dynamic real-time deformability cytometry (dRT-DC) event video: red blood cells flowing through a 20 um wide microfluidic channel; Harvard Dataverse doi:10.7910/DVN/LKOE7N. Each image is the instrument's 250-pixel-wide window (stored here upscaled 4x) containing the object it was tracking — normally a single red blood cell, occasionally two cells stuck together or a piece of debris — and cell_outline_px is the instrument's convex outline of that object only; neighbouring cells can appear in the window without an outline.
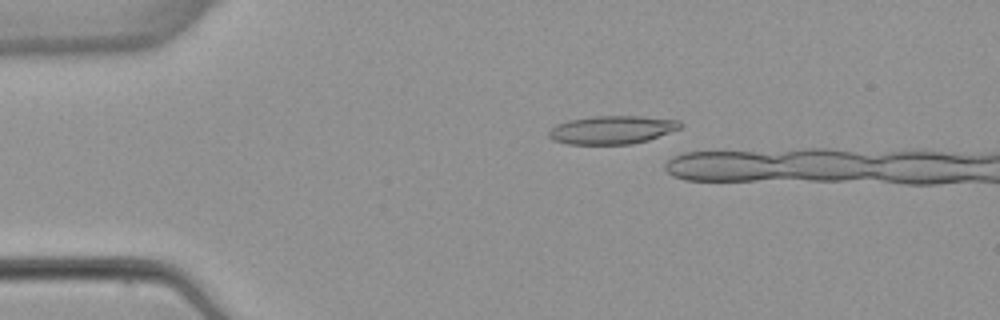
{"species": "common noctule bat (a hibernating species)", "species_latin": "Nyctalus noctula", "temperature_condition": "warm", "stored_images_in_passage": 5, "camera_frame_rate_fps": 3000, "um_per_image_px": 0.085, "animal": {"sex": "female", "body_mass_g": 22.7, "forearm_length_mm": 54.2}, "frame": {"image": 1, "passage_image": 3, "time_ms": 2.333, "image_size_px": [1000, 320], "cell_outline_px": [[684, 124], [680, 128], [648, 140], [632, 144], [568, 144], [552, 140], [548, 136], [548, 132], [556, 124], [568, 120], [592, 116], [640, 116], [680, 120]], "centroid_in_image_um": [52.02, 11.03], "position_along_channel_um": 33.0, "area_um2": 21.73}}